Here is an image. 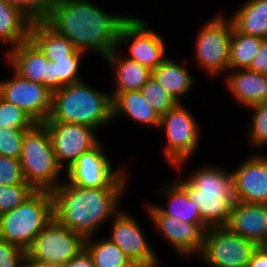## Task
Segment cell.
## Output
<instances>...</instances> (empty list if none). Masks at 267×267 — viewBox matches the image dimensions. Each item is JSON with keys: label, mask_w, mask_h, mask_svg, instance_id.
<instances>
[{"label": "cell", "mask_w": 267, "mask_h": 267, "mask_svg": "<svg viewBox=\"0 0 267 267\" xmlns=\"http://www.w3.org/2000/svg\"><path fill=\"white\" fill-rule=\"evenodd\" d=\"M130 16L109 14L90 0H50L46 22L84 53L104 60L118 48L119 33Z\"/></svg>", "instance_id": "cell-1"}, {"label": "cell", "mask_w": 267, "mask_h": 267, "mask_svg": "<svg viewBox=\"0 0 267 267\" xmlns=\"http://www.w3.org/2000/svg\"><path fill=\"white\" fill-rule=\"evenodd\" d=\"M125 191L126 188H83L65 179L51 192L53 218L87 239L120 211L119 201Z\"/></svg>", "instance_id": "cell-2"}, {"label": "cell", "mask_w": 267, "mask_h": 267, "mask_svg": "<svg viewBox=\"0 0 267 267\" xmlns=\"http://www.w3.org/2000/svg\"><path fill=\"white\" fill-rule=\"evenodd\" d=\"M185 188L189 199L199 209L202 225L226 226L235 203L232 173L217 166H202L185 178L177 179Z\"/></svg>", "instance_id": "cell-3"}, {"label": "cell", "mask_w": 267, "mask_h": 267, "mask_svg": "<svg viewBox=\"0 0 267 267\" xmlns=\"http://www.w3.org/2000/svg\"><path fill=\"white\" fill-rule=\"evenodd\" d=\"M113 120L111 93H103L83 80L52 93V110L46 121L82 124L98 129Z\"/></svg>", "instance_id": "cell-4"}, {"label": "cell", "mask_w": 267, "mask_h": 267, "mask_svg": "<svg viewBox=\"0 0 267 267\" xmlns=\"http://www.w3.org/2000/svg\"><path fill=\"white\" fill-rule=\"evenodd\" d=\"M19 160L25 181L35 191L52 192L62 183L63 168L56 160L45 123H35L25 131Z\"/></svg>", "instance_id": "cell-5"}, {"label": "cell", "mask_w": 267, "mask_h": 267, "mask_svg": "<svg viewBox=\"0 0 267 267\" xmlns=\"http://www.w3.org/2000/svg\"><path fill=\"white\" fill-rule=\"evenodd\" d=\"M52 218V193L35 191L13 210L0 214V238L27 252Z\"/></svg>", "instance_id": "cell-6"}, {"label": "cell", "mask_w": 267, "mask_h": 267, "mask_svg": "<svg viewBox=\"0 0 267 267\" xmlns=\"http://www.w3.org/2000/svg\"><path fill=\"white\" fill-rule=\"evenodd\" d=\"M160 128L166 132L167 144L163 151L166 163L177 166L176 168L186 164L194 155L200 141L195 117L182 103H178L161 115Z\"/></svg>", "instance_id": "cell-7"}, {"label": "cell", "mask_w": 267, "mask_h": 267, "mask_svg": "<svg viewBox=\"0 0 267 267\" xmlns=\"http://www.w3.org/2000/svg\"><path fill=\"white\" fill-rule=\"evenodd\" d=\"M233 23L220 14L206 21L197 33L195 59L208 76H219L230 70V42Z\"/></svg>", "instance_id": "cell-8"}, {"label": "cell", "mask_w": 267, "mask_h": 267, "mask_svg": "<svg viewBox=\"0 0 267 267\" xmlns=\"http://www.w3.org/2000/svg\"><path fill=\"white\" fill-rule=\"evenodd\" d=\"M257 244L226 226L209 227L204 234L199 258L208 267H247Z\"/></svg>", "instance_id": "cell-9"}, {"label": "cell", "mask_w": 267, "mask_h": 267, "mask_svg": "<svg viewBox=\"0 0 267 267\" xmlns=\"http://www.w3.org/2000/svg\"><path fill=\"white\" fill-rule=\"evenodd\" d=\"M85 239L54 218L38 233L27 256L34 261L67 266L84 249Z\"/></svg>", "instance_id": "cell-10"}, {"label": "cell", "mask_w": 267, "mask_h": 267, "mask_svg": "<svg viewBox=\"0 0 267 267\" xmlns=\"http://www.w3.org/2000/svg\"><path fill=\"white\" fill-rule=\"evenodd\" d=\"M102 143L81 154L66 171L69 183L83 188H127L126 172L113 170Z\"/></svg>", "instance_id": "cell-11"}, {"label": "cell", "mask_w": 267, "mask_h": 267, "mask_svg": "<svg viewBox=\"0 0 267 267\" xmlns=\"http://www.w3.org/2000/svg\"><path fill=\"white\" fill-rule=\"evenodd\" d=\"M165 43L164 38L152 31L143 19L130 16L121 27L118 48L121 44L130 45L125 57L153 71L169 57L166 56Z\"/></svg>", "instance_id": "cell-12"}, {"label": "cell", "mask_w": 267, "mask_h": 267, "mask_svg": "<svg viewBox=\"0 0 267 267\" xmlns=\"http://www.w3.org/2000/svg\"><path fill=\"white\" fill-rule=\"evenodd\" d=\"M12 71L10 79L0 80V97L21 108L36 123H44L51 114L52 92Z\"/></svg>", "instance_id": "cell-13"}, {"label": "cell", "mask_w": 267, "mask_h": 267, "mask_svg": "<svg viewBox=\"0 0 267 267\" xmlns=\"http://www.w3.org/2000/svg\"><path fill=\"white\" fill-rule=\"evenodd\" d=\"M112 219L111 234L107 238L124 252L135 267H157L160 262L158 255L131 213L120 210Z\"/></svg>", "instance_id": "cell-14"}, {"label": "cell", "mask_w": 267, "mask_h": 267, "mask_svg": "<svg viewBox=\"0 0 267 267\" xmlns=\"http://www.w3.org/2000/svg\"><path fill=\"white\" fill-rule=\"evenodd\" d=\"M50 133L58 164L63 171L68 169L78 157L97 146L100 141L92 127L75 123L45 121ZM65 165V166H64Z\"/></svg>", "instance_id": "cell-15"}, {"label": "cell", "mask_w": 267, "mask_h": 267, "mask_svg": "<svg viewBox=\"0 0 267 267\" xmlns=\"http://www.w3.org/2000/svg\"><path fill=\"white\" fill-rule=\"evenodd\" d=\"M147 215L157 231L171 244L173 249L185 258L200 255L203 247L204 234L207 230L202 223H186L174 217L166 216L155 204H147Z\"/></svg>", "instance_id": "cell-16"}, {"label": "cell", "mask_w": 267, "mask_h": 267, "mask_svg": "<svg viewBox=\"0 0 267 267\" xmlns=\"http://www.w3.org/2000/svg\"><path fill=\"white\" fill-rule=\"evenodd\" d=\"M231 173L235 201L267 204V155L252 154Z\"/></svg>", "instance_id": "cell-17"}, {"label": "cell", "mask_w": 267, "mask_h": 267, "mask_svg": "<svg viewBox=\"0 0 267 267\" xmlns=\"http://www.w3.org/2000/svg\"><path fill=\"white\" fill-rule=\"evenodd\" d=\"M226 227L259 245H267V204L235 201Z\"/></svg>", "instance_id": "cell-18"}, {"label": "cell", "mask_w": 267, "mask_h": 267, "mask_svg": "<svg viewBox=\"0 0 267 267\" xmlns=\"http://www.w3.org/2000/svg\"><path fill=\"white\" fill-rule=\"evenodd\" d=\"M228 72L225 75L227 89L241 107L267 101V74L249 69H230Z\"/></svg>", "instance_id": "cell-19"}, {"label": "cell", "mask_w": 267, "mask_h": 267, "mask_svg": "<svg viewBox=\"0 0 267 267\" xmlns=\"http://www.w3.org/2000/svg\"><path fill=\"white\" fill-rule=\"evenodd\" d=\"M5 58L19 76L47 88L48 60L30 39L7 51Z\"/></svg>", "instance_id": "cell-20"}, {"label": "cell", "mask_w": 267, "mask_h": 267, "mask_svg": "<svg viewBox=\"0 0 267 267\" xmlns=\"http://www.w3.org/2000/svg\"><path fill=\"white\" fill-rule=\"evenodd\" d=\"M113 119L128 117L148 127L159 129L161 116L142 97L140 90L111 92Z\"/></svg>", "instance_id": "cell-21"}, {"label": "cell", "mask_w": 267, "mask_h": 267, "mask_svg": "<svg viewBox=\"0 0 267 267\" xmlns=\"http://www.w3.org/2000/svg\"><path fill=\"white\" fill-rule=\"evenodd\" d=\"M113 50L104 60L113 70L116 83L113 92L137 91L152 77V71ZM118 52V53H117Z\"/></svg>", "instance_id": "cell-22"}, {"label": "cell", "mask_w": 267, "mask_h": 267, "mask_svg": "<svg viewBox=\"0 0 267 267\" xmlns=\"http://www.w3.org/2000/svg\"><path fill=\"white\" fill-rule=\"evenodd\" d=\"M29 39L40 49L47 60L54 61L56 58L67 57V55L85 54L75 49L67 38L60 35L45 20L31 23Z\"/></svg>", "instance_id": "cell-23"}, {"label": "cell", "mask_w": 267, "mask_h": 267, "mask_svg": "<svg viewBox=\"0 0 267 267\" xmlns=\"http://www.w3.org/2000/svg\"><path fill=\"white\" fill-rule=\"evenodd\" d=\"M177 62L167 57L156 69L152 71V77L163 86L177 103H181V97L191 92L194 87V77L190 74L186 64Z\"/></svg>", "instance_id": "cell-24"}, {"label": "cell", "mask_w": 267, "mask_h": 267, "mask_svg": "<svg viewBox=\"0 0 267 267\" xmlns=\"http://www.w3.org/2000/svg\"><path fill=\"white\" fill-rule=\"evenodd\" d=\"M240 33L267 39V0H248L230 17Z\"/></svg>", "instance_id": "cell-25"}, {"label": "cell", "mask_w": 267, "mask_h": 267, "mask_svg": "<svg viewBox=\"0 0 267 267\" xmlns=\"http://www.w3.org/2000/svg\"><path fill=\"white\" fill-rule=\"evenodd\" d=\"M31 23L18 8L0 0V42L9 45L7 51L29 39Z\"/></svg>", "instance_id": "cell-26"}, {"label": "cell", "mask_w": 267, "mask_h": 267, "mask_svg": "<svg viewBox=\"0 0 267 267\" xmlns=\"http://www.w3.org/2000/svg\"><path fill=\"white\" fill-rule=\"evenodd\" d=\"M170 185V186H168ZM165 188L161 189L168 199V207H157L169 217L177 218L186 223H202L198 206L192 202L186 193V188L177 180L170 181Z\"/></svg>", "instance_id": "cell-27"}, {"label": "cell", "mask_w": 267, "mask_h": 267, "mask_svg": "<svg viewBox=\"0 0 267 267\" xmlns=\"http://www.w3.org/2000/svg\"><path fill=\"white\" fill-rule=\"evenodd\" d=\"M85 239L84 249L91 256L94 267H135L124 252L110 239Z\"/></svg>", "instance_id": "cell-28"}, {"label": "cell", "mask_w": 267, "mask_h": 267, "mask_svg": "<svg viewBox=\"0 0 267 267\" xmlns=\"http://www.w3.org/2000/svg\"><path fill=\"white\" fill-rule=\"evenodd\" d=\"M263 40L242 34L233 27L229 51L230 69H248L258 54Z\"/></svg>", "instance_id": "cell-29"}, {"label": "cell", "mask_w": 267, "mask_h": 267, "mask_svg": "<svg viewBox=\"0 0 267 267\" xmlns=\"http://www.w3.org/2000/svg\"><path fill=\"white\" fill-rule=\"evenodd\" d=\"M140 92L142 97L160 116L178 104L153 77L142 86Z\"/></svg>", "instance_id": "cell-30"}, {"label": "cell", "mask_w": 267, "mask_h": 267, "mask_svg": "<svg viewBox=\"0 0 267 267\" xmlns=\"http://www.w3.org/2000/svg\"><path fill=\"white\" fill-rule=\"evenodd\" d=\"M253 112L251 127L248 128L247 141L257 147L267 146V101L248 107Z\"/></svg>", "instance_id": "cell-31"}, {"label": "cell", "mask_w": 267, "mask_h": 267, "mask_svg": "<svg viewBox=\"0 0 267 267\" xmlns=\"http://www.w3.org/2000/svg\"><path fill=\"white\" fill-rule=\"evenodd\" d=\"M82 56L84 55H67L53 61L54 78H58V90L65 85L82 81L78 73Z\"/></svg>", "instance_id": "cell-32"}, {"label": "cell", "mask_w": 267, "mask_h": 267, "mask_svg": "<svg viewBox=\"0 0 267 267\" xmlns=\"http://www.w3.org/2000/svg\"><path fill=\"white\" fill-rule=\"evenodd\" d=\"M34 192L29 184L0 185V214L13 210Z\"/></svg>", "instance_id": "cell-33"}, {"label": "cell", "mask_w": 267, "mask_h": 267, "mask_svg": "<svg viewBox=\"0 0 267 267\" xmlns=\"http://www.w3.org/2000/svg\"><path fill=\"white\" fill-rule=\"evenodd\" d=\"M35 123L21 108L0 97V128H31Z\"/></svg>", "instance_id": "cell-34"}, {"label": "cell", "mask_w": 267, "mask_h": 267, "mask_svg": "<svg viewBox=\"0 0 267 267\" xmlns=\"http://www.w3.org/2000/svg\"><path fill=\"white\" fill-rule=\"evenodd\" d=\"M27 129L30 128H0V155L19 159Z\"/></svg>", "instance_id": "cell-35"}, {"label": "cell", "mask_w": 267, "mask_h": 267, "mask_svg": "<svg viewBox=\"0 0 267 267\" xmlns=\"http://www.w3.org/2000/svg\"><path fill=\"white\" fill-rule=\"evenodd\" d=\"M18 8L32 22L44 21L47 18L50 0H3Z\"/></svg>", "instance_id": "cell-36"}, {"label": "cell", "mask_w": 267, "mask_h": 267, "mask_svg": "<svg viewBox=\"0 0 267 267\" xmlns=\"http://www.w3.org/2000/svg\"><path fill=\"white\" fill-rule=\"evenodd\" d=\"M28 184L19 159L0 155V185Z\"/></svg>", "instance_id": "cell-37"}, {"label": "cell", "mask_w": 267, "mask_h": 267, "mask_svg": "<svg viewBox=\"0 0 267 267\" xmlns=\"http://www.w3.org/2000/svg\"><path fill=\"white\" fill-rule=\"evenodd\" d=\"M27 252L0 238V267H24Z\"/></svg>", "instance_id": "cell-38"}, {"label": "cell", "mask_w": 267, "mask_h": 267, "mask_svg": "<svg viewBox=\"0 0 267 267\" xmlns=\"http://www.w3.org/2000/svg\"><path fill=\"white\" fill-rule=\"evenodd\" d=\"M248 69L254 72L267 74V39L262 41L260 50Z\"/></svg>", "instance_id": "cell-39"}, {"label": "cell", "mask_w": 267, "mask_h": 267, "mask_svg": "<svg viewBox=\"0 0 267 267\" xmlns=\"http://www.w3.org/2000/svg\"><path fill=\"white\" fill-rule=\"evenodd\" d=\"M247 267H267V245L257 246Z\"/></svg>", "instance_id": "cell-40"}, {"label": "cell", "mask_w": 267, "mask_h": 267, "mask_svg": "<svg viewBox=\"0 0 267 267\" xmlns=\"http://www.w3.org/2000/svg\"><path fill=\"white\" fill-rule=\"evenodd\" d=\"M66 267H94L91 256L83 249Z\"/></svg>", "instance_id": "cell-41"}, {"label": "cell", "mask_w": 267, "mask_h": 267, "mask_svg": "<svg viewBox=\"0 0 267 267\" xmlns=\"http://www.w3.org/2000/svg\"><path fill=\"white\" fill-rule=\"evenodd\" d=\"M47 89L52 93L58 90V78H54L53 61L47 62Z\"/></svg>", "instance_id": "cell-42"}, {"label": "cell", "mask_w": 267, "mask_h": 267, "mask_svg": "<svg viewBox=\"0 0 267 267\" xmlns=\"http://www.w3.org/2000/svg\"><path fill=\"white\" fill-rule=\"evenodd\" d=\"M24 267H66L65 265L61 264H48V263H41L38 261L31 260L28 256L26 257Z\"/></svg>", "instance_id": "cell-43"}]
</instances>
